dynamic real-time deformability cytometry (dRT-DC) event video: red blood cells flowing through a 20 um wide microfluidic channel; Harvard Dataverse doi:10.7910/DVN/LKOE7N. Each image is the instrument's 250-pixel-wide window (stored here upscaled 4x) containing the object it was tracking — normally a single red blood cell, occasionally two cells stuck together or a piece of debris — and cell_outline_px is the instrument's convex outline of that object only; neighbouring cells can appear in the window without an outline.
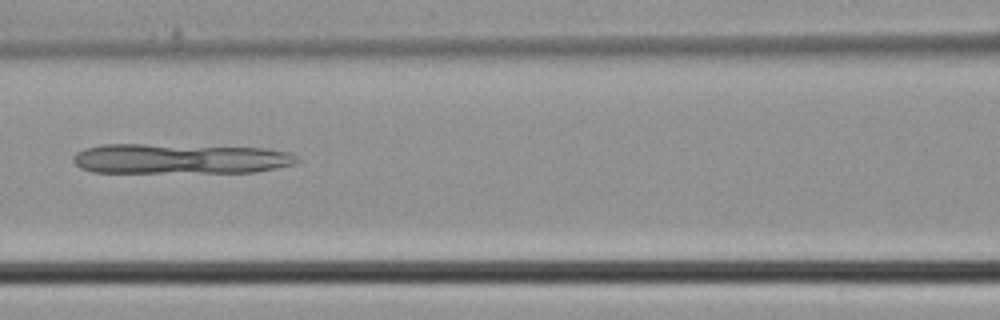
{"species": "common noctule bat (a hibernating species)", "species_latin": "Nyctalus noctula", "temperature_condition": "cold", "stored_images_in_passage": 3, "camera_frame_rate_fps": 3000, "um_per_image_px": 0.085, "animal": {"sex": "male", "body_mass_g": 21.5, "forearm_length_mm": 52.0}, "frame": {"image": 1, "passage_image": 3, "time_ms": 0.667, "image_size_px": [1000, 320], "cell_outline_px": [[300, 160], [296, 164], [256, 172], [92, 172], [80, 168], [72, 160], [72, 156], [76, 152], [84, 148], [104, 144], [144, 144], [264, 148], [292, 152]], "centroid_in_image_um": [15.31, 13.49], "position_along_channel_um": 151.3, "area_um2": 39.48}}